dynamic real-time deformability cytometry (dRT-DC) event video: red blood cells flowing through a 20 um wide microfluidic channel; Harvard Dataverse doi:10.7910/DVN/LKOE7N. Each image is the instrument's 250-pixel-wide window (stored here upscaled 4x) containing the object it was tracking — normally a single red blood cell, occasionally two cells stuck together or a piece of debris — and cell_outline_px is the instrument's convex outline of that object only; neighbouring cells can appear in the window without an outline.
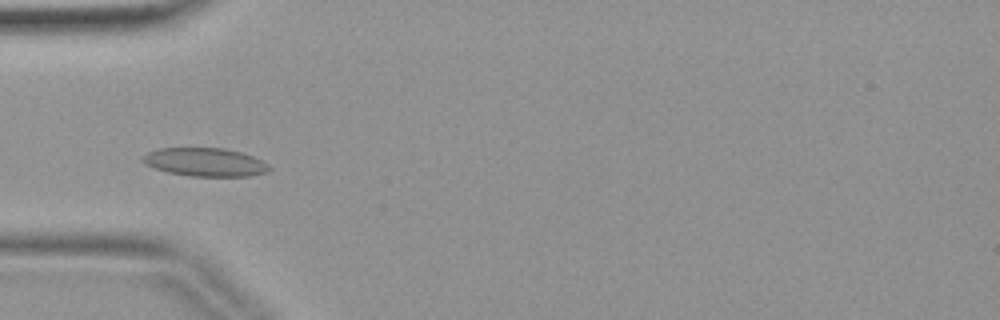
{"species": "common noctule bat (a hibernating species)", "species_latin": "Nyctalus noctula", "temperature_condition": "warm", "stored_images_in_passage": 4, "camera_frame_rate_fps": 3000, "um_per_image_px": 0.085, "animal": {"sex": "female", "body_mass_g": 19.9}, "frame": {"image": 1, "passage_image": 4, "time_ms": 1.0, "image_size_px": [1000, 320], "cell_outline_px": [[272, 168], [268, 172], [252, 176], [188, 176], [168, 172], [152, 168], [144, 164], [140, 160], [148, 152], [160, 148], [224, 148], [240, 152], [252, 156], [268, 164]], "centroid_in_image_um": [17.42, 13.79], "position_along_channel_um": 67.6, "area_um2": 21.04}}